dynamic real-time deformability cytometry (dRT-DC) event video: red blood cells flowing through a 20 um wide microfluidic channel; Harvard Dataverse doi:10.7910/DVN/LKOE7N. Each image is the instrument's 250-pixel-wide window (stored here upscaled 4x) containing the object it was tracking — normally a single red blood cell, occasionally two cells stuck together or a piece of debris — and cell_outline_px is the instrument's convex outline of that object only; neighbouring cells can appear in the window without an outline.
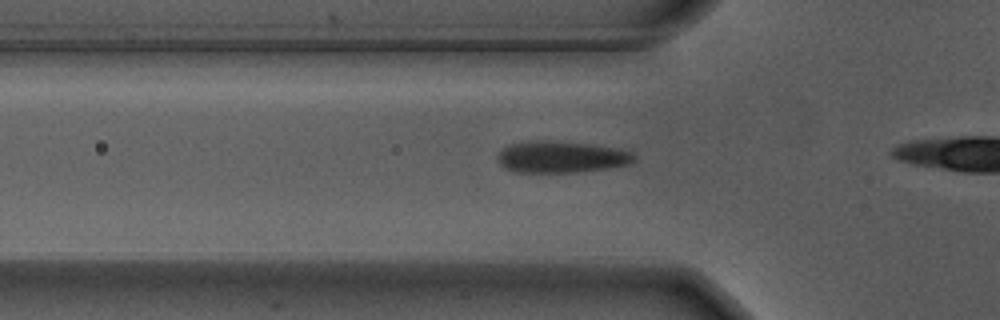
{"species": "Egyptian fruit bat (a non-hibernating species)", "species_latin": "Rousettus aegyptiacus", "temperature_condition": "warm", "stored_images_in_passage": 32, "camera_frame_rate_fps": 3000, "um_per_image_px": 0.085, "animal": {"sex": "male"}, "frame": {"image": 1, "passage_image": 5, "time_ms": 1.333, "image_size_px": [1000, 320], "cell_outline_px": [[636, 160], [628, 164], [604, 168], [576, 172], [516, 172], [504, 168], [500, 164], [496, 156], [508, 144], [532, 140], [544, 140], [588, 144], [612, 148], [632, 152], [636, 156]], "centroid_in_image_um": [47.65, 13.34], "position_along_channel_um": 78.2, "area_um2": 24.91}}
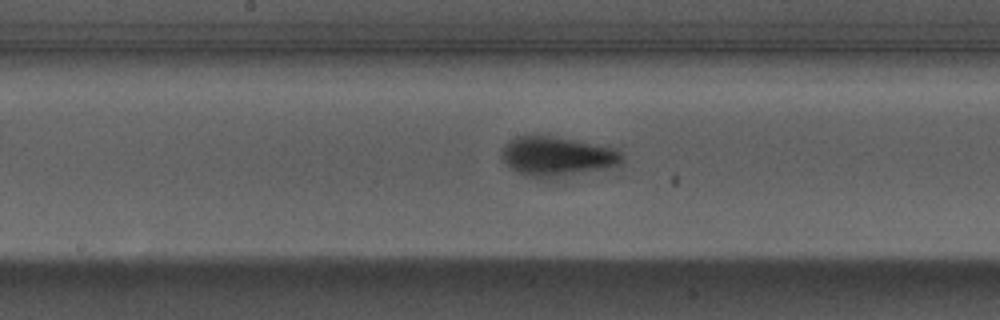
{"frame": {"image": 2, "passage_image": 15, "time_ms": 4.667, "image_size_px": [1000, 320], "cell_outline_px": [[624, 160], [620, 164], [608, 168], [556, 176], [524, 176], [512, 168], [500, 156], [500, 148], [508, 140], [516, 136], [552, 136], [616, 148], [624, 156]], "centroid_in_image_um": [47.33, 13.26], "position_along_channel_um": 200.9, "area_um2": 27.22}}
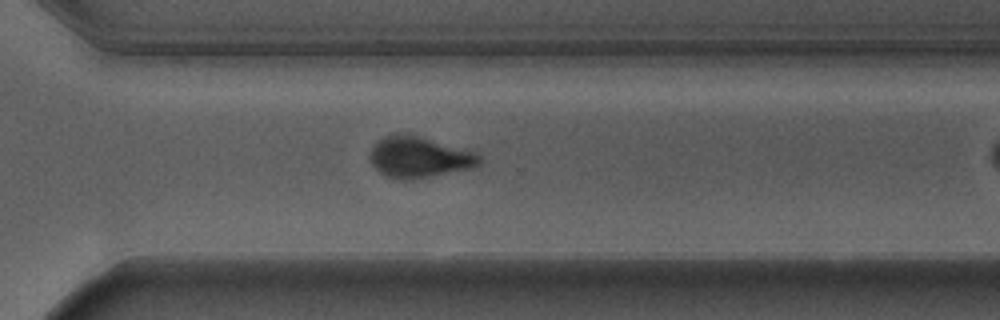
{"frame": {"image": 3, "passage_image": 26, "time_ms": 8.333, "image_size_px": [1000, 320], "cell_outline_px": [[484, 160], [476, 168], [428, 176], [400, 180], [384, 176], [368, 160], [368, 156], [372, 148], [384, 136], [396, 132], [404, 132], [472, 152], [484, 156]], "centroid_in_image_um": [35.61, 13.36], "position_along_channel_um": 335.0, "area_um2": 26.07}}